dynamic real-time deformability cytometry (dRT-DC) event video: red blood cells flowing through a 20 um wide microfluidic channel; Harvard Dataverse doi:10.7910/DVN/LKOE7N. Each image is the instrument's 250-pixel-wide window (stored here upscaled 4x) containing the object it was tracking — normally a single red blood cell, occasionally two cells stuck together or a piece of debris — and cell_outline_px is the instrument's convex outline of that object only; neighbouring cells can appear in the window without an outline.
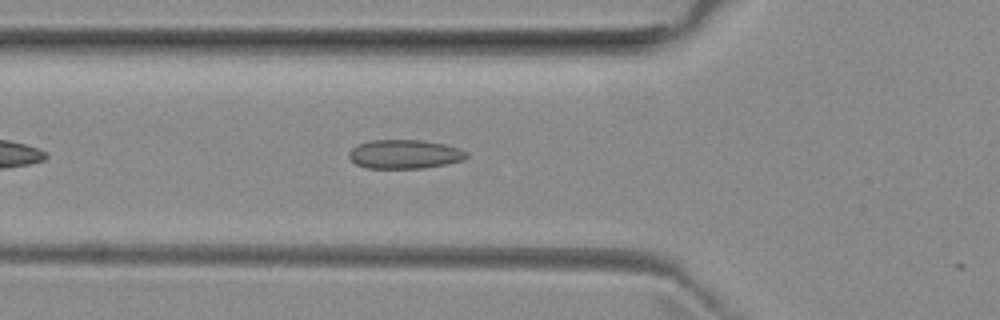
{"species": "common noctule bat (a hibernating species)", "species_latin": "Nyctalus noctula", "temperature_condition": "room temperature", "stored_images_in_passage": 8, "camera_frame_rate_fps": 3000, "um_per_image_px": 0.085, "animal": {"sex": "female", "body_mass_g": 29.2, "forearm_length_mm": 56.3}, "frame": {"image": 1, "passage_image": 7, "time_ms": 2.0, "image_size_px": [1000, 320], "cell_outline_px": [[468, 156], [464, 160], [448, 164], [424, 168], [364, 168], [356, 164], [348, 156], [348, 152], [352, 148], [368, 140], [424, 140], [444, 144], [460, 148], [468, 152]], "centroid_in_image_um": [34.42, 13.11], "position_along_channel_um": 91.4, "area_um2": 20.06}}